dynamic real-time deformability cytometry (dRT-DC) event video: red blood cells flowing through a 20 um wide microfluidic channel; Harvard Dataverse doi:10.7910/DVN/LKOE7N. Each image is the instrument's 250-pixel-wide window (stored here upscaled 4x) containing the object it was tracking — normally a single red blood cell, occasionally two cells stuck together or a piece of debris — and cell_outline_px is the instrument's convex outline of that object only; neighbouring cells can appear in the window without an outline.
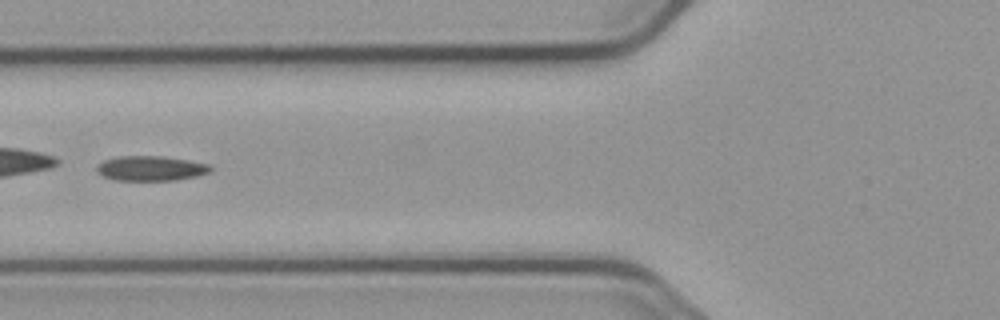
{"species": "common noctule bat (a hibernating species)", "species_latin": "Nyctalus noctula", "temperature_condition": "cold", "stored_images_in_passage": 5, "camera_frame_rate_fps": 3000, "um_per_image_px": 0.085, "animal": {"sex": "male", "body_mass_g": 23.1, "forearm_length_mm": 52.7}, "frame": {"image": 1, "passage_image": 3, "time_ms": 2.333, "image_size_px": [1000, 320], "cell_outline_px": [[212, 172], [196, 176], [176, 180], [112, 180], [96, 172], [96, 168], [104, 160], [120, 156], [160, 156], [208, 164], [212, 168]], "centroid_in_image_um": [12.81, 14.32], "position_along_channel_um": 113.0, "area_um2": 16.3}}
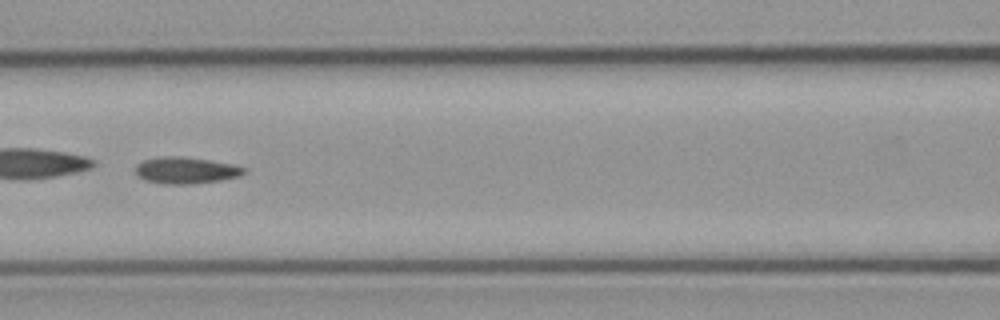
{"frame": {"image": 2, "passage_image": 4, "time_ms": 3.333, "image_size_px": [1000, 320], "cell_outline_px": [[248, 172], [240, 176], [220, 180], [192, 184], [164, 184], [144, 180], [136, 172], [136, 164], [144, 160], [156, 156], [184, 156], [212, 160], [232, 164], [244, 168]], "centroid_in_image_um": [15.8, 14.47], "position_along_channel_um": 150.8, "area_um2": 16.99}}
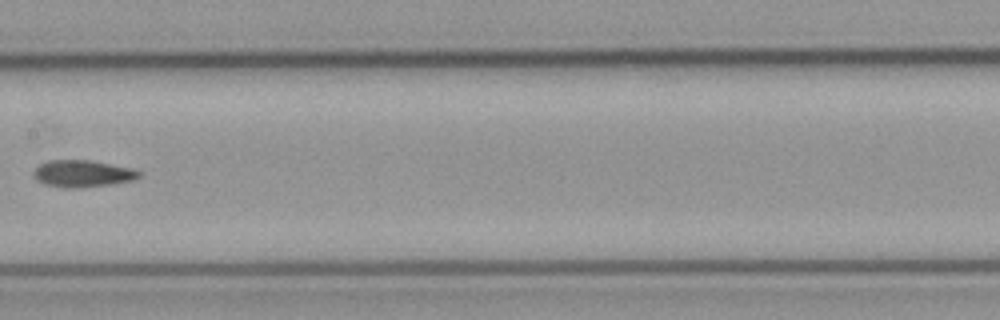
{"frame": {"image": 3, "passage_image": 5, "time_ms": 4.667, "image_size_px": [1000, 320], "cell_outline_px": [[140, 176], [136, 180], [112, 184], [80, 188], [64, 188], [44, 184], [36, 176], [36, 168], [40, 164], [48, 160], [88, 160], [132, 168], [140, 172]], "centroid_in_image_um": [7.08, 14.76], "position_along_channel_um": 200.3, "area_um2": 16.36}}